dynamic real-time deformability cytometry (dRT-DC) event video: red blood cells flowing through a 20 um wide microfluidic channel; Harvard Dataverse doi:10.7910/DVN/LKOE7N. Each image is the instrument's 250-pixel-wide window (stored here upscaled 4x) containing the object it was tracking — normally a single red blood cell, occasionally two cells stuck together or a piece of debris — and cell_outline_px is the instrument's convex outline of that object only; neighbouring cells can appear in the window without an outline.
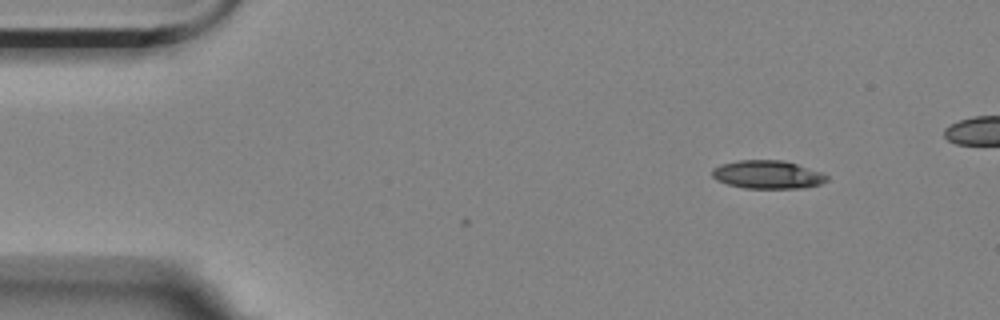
{"species": "Egyptian fruit bat (a non-hibernating species)", "species_latin": "Rousettus aegyptiacus", "temperature_condition": "room temperature", "stored_images_in_passage": 4, "camera_frame_rate_fps": 3000, "um_per_image_px": 0.085, "animal": {"sex": "female"}, "frame": {"image": 1, "passage_image": 1, "time_ms": 0.0, "image_size_px": [1000, 320], "cell_outline_px": [[828, 180], [820, 184], [804, 188], [744, 188], [728, 184], [716, 180], [712, 176], [712, 168], [720, 164], [740, 160], [784, 160], [824, 172], [828, 176]], "centroid_in_image_um": [65.27, 14.83], "position_along_channel_um": 19.7, "area_um2": 19.07}}